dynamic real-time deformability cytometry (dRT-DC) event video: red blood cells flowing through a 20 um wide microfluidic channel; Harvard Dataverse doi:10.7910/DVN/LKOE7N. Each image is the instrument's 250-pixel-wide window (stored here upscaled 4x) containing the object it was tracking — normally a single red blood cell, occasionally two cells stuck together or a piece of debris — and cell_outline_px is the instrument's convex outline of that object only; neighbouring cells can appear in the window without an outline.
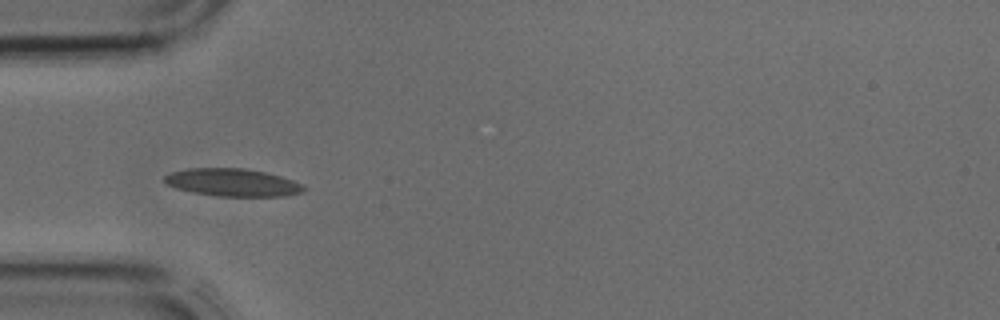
{"species": "common noctule bat (a hibernating species)", "species_latin": "Nyctalus noctula", "temperature_condition": "cold", "stored_images_in_passage": 30, "camera_frame_rate_fps": 3000, "um_per_image_px": 0.085, "animal": {"sex": "male", "body_mass_g": 17.9, "forearm_length_mm": 54.2}, "frame": {"image": 1, "passage_image": 1, "time_ms": 0.0, "image_size_px": [1000, 320], "cell_outline_px": [[308, 188], [304, 192], [284, 196], [216, 196], [192, 192], [176, 188], [168, 184], [164, 180], [164, 176], [172, 172], [188, 168], [244, 168], [264, 172], [280, 176], [292, 180]], "centroid_in_image_um": [19.78, 15.51], "position_along_channel_um": 65.2, "area_um2": 22.37}}
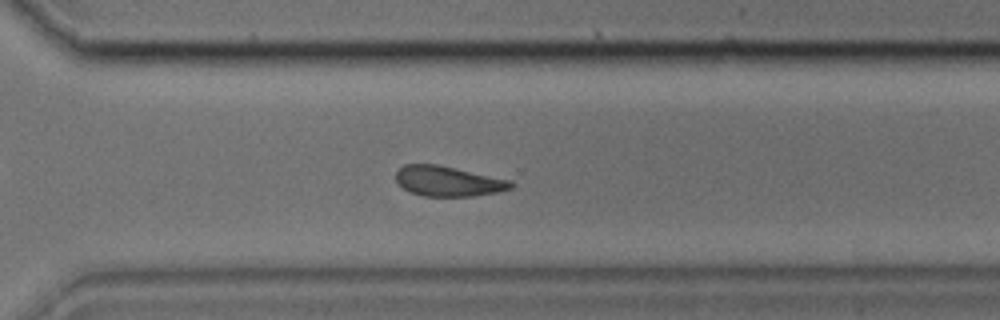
{"frame": {"image": 2, "passage_image": 18, "time_ms": 5.667, "image_size_px": [1000, 320], "cell_outline_px": [[516, 184], [512, 188], [496, 192], [472, 196], [424, 196], [408, 192], [396, 180], [396, 172], [404, 164], [436, 164], [512, 180]], "centroid_in_image_um": [38.1, 15.4], "position_along_channel_um": 332.5, "area_um2": 20.17}}